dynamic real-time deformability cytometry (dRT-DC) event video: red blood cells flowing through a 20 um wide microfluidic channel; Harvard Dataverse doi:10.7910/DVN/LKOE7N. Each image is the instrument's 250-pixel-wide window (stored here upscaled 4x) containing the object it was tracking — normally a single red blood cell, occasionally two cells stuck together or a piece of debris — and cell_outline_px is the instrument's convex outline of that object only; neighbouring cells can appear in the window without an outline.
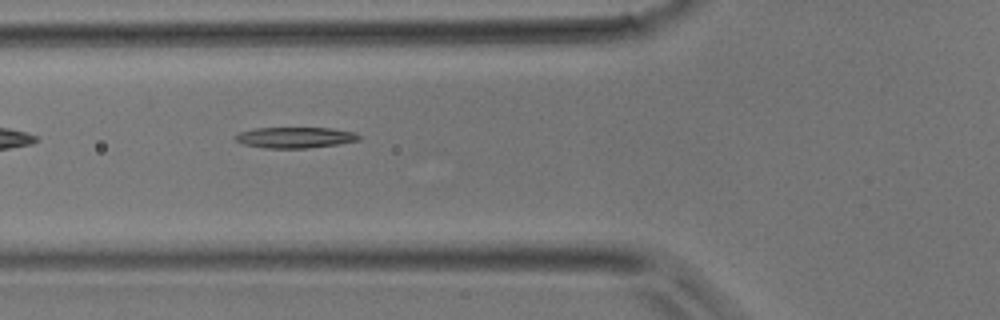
{"species": "common noctule bat (a hibernating species)", "species_latin": "Nyctalus noctula", "temperature_condition": "room temperature", "stored_images_in_passage": 6, "camera_frame_rate_fps": 3000, "um_per_image_px": 0.085, "animal": {"sex": "male", "body_mass_g": 17.9}, "frame": {"image": 1, "passage_image": 5, "time_ms": 4.667, "image_size_px": [1000, 320], "cell_outline_px": [[360, 140], [340, 144], [308, 148], [264, 148], [244, 144], [236, 140], [232, 136], [240, 132], [252, 128], [332, 128], [356, 132], [360, 136]], "centroid_in_image_um": [25.1, 11.68], "position_along_channel_um": 100.7, "area_um2": 15.2}}
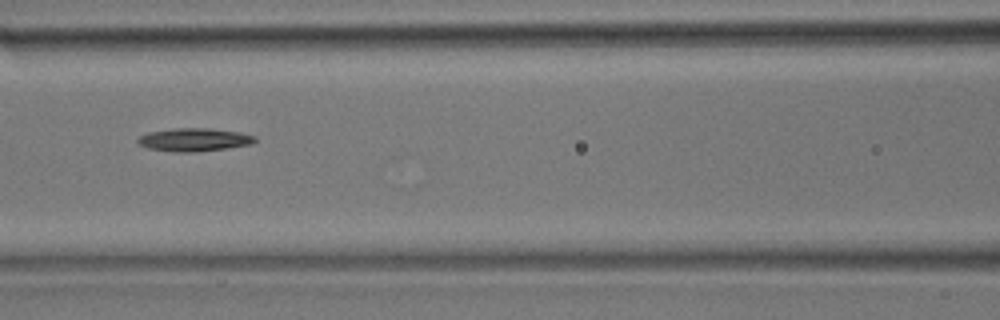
{"frame": {"image": 2, "passage_image": 6, "time_ms": 5.667, "image_size_px": [1000, 320], "cell_outline_px": [[256, 140], [252, 144], [228, 148], [196, 152], [172, 152], [148, 148], [140, 144], [136, 140], [140, 136], [148, 132], [176, 128], [208, 128], [240, 132], [256, 136]], "centroid_in_image_um": [16.52, 11.88], "position_along_channel_um": 150.1, "area_um2": 15.84}}